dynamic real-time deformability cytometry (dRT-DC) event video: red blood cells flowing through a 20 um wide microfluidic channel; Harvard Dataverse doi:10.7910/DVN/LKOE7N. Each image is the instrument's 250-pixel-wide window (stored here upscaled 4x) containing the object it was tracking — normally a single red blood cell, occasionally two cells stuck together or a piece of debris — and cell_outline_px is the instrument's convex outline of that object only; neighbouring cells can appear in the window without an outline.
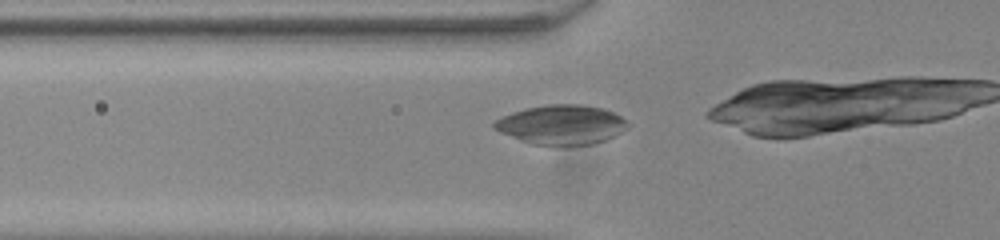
{"species": "common noctule bat (a hibernating species)", "species_latin": "Nyctalus noctula", "temperature_condition": "room temperature", "stored_images_in_passage": 17, "camera_frame_rate_fps": 3000, "um_per_image_px": 0.085, "animal": {"sex": "male", "body_mass_g": 20.0, "forearm_length_mm": 53.3}, "frame": {"image": 1, "passage_image": 12, "time_ms": 3.667, "image_size_px": [1000, 240], "cell_outline_px": [[632, 124], [628, 128], [604, 140], [592, 144], [532, 144], [520, 140], [500, 132], [492, 128], [492, 124], [496, 120], [512, 112], [524, 108], [548, 104], [584, 104], [604, 108], [620, 116]], "centroid_in_image_um": [47.73, 10.57], "position_along_channel_um": 78.1, "area_um2": 30.52}}